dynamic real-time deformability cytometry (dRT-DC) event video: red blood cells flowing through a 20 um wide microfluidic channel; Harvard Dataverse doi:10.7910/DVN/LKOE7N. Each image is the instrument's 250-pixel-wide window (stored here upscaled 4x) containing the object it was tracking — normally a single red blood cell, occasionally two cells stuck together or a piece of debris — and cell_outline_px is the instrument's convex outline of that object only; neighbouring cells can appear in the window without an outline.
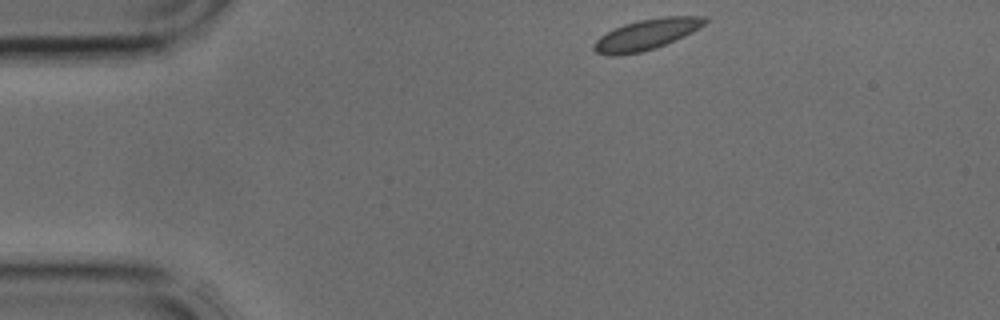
{"species": "common noctule bat (a hibernating species)", "species_latin": "Nyctalus noctula", "temperature_condition": "cold", "stored_images_in_passage": 5, "segment_of_instrument_passage": [2, 2], "camera_frame_rate_fps": 3000, "um_per_image_px": 0.085, "animal": {"sex": "male", "body_mass_g": 17.9, "forearm_length_mm": 54.2}, "frame": {"image": 1, "passage_image": 5, "time_ms": 1.333, "image_size_px": [1000, 320], "cell_outline_px": [[708, 20], [704, 24], [692, 32], [684, 36], [664, 44], [640, 52], [620, 56], [608, 56], [596, 52], [592, 48], [592, 44], [600, 36], [624, 24], [640, 20], [664, 16], [704, 16]], "centroid_in_image_um": [54.91, 2.94], "position_along_channel_um": 30.1, "area_um2": 19.59}}